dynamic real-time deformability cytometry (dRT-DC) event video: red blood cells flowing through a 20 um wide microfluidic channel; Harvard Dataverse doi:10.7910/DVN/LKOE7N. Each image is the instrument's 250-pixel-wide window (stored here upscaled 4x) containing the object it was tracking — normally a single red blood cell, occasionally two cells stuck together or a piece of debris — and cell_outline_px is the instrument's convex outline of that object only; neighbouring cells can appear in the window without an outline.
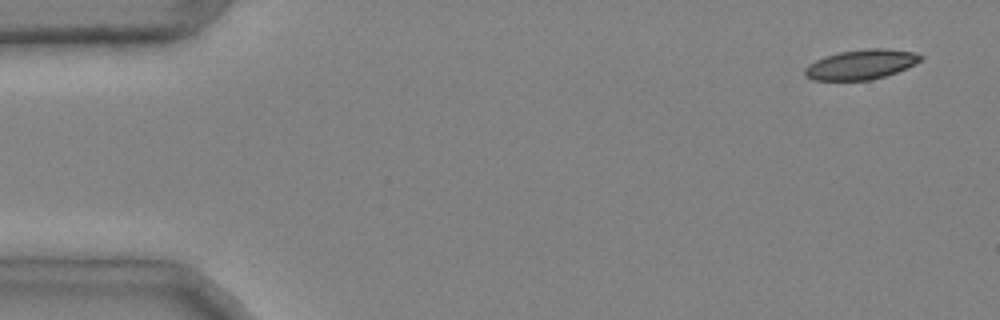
{"species": "common noctule bat (a hibernating species)", "species_latin": "Nyctalus noctula", "temperature_condition": "cold", "stored_images_in_passage": 42, "camera_frame_rate_fps": 3000, "um_per_image_px": 0.085, "animal": {"sex": "male", "body_mass_g": 20.4}, "frame": {"image": 1, "passage_image": 1, "time_ms": 0.0, "image_size_px": [1000, 320], "cell_outline_px": [[924, 56], [920, 60], [896, 72], [872, 80], [812, 80], [804, 76], [804, 68], [808, 64], [816, 60], [840, 52], [868, 48], [888, 48], [916, 52]], "centroid_in_image_um": [73.17, 5.48], "position_along_channel_um": 11.8, "area_um2": 20.0}}
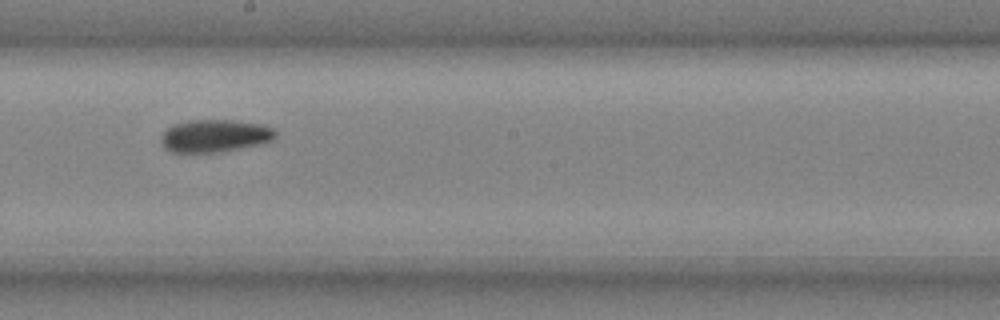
{"frame": {"image": 2, "passage_image": 26, "time_ms": 8.333, "image_size_px": [1000, 320], "cell_outline_px": [[276, 136], [272, 140], [260, 144], [224, 152], [172, 152], [164, 148], [160, 140], [160, 136], [168, 128], [176, 124], [188, 120], [232, 120], [264, 124], [272, 128], [276, 132]], "centroid_in_image_um": [18.27, 11.55], "position_along_channel_um": 229.9, "area_um2": 21.85}}
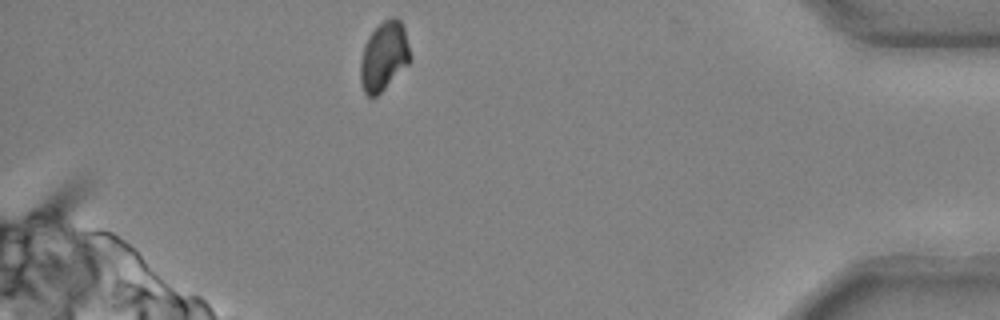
{"frame": {"image": 3, "passage_image": 42, "time_ms": 13.667, "image_size_px": [1000, 320], "cell_outline_px": [[412, 60], [376, 96], [368, 96], [364, 92], [360, 80], [360, 64], [364, 44], [368, 36], [384, 20], [392, 16], [396, 16], [400, 20], [404, 28], [412, 56]], "centroid_in_image_um": [32.64, 4.75], "position_along_channel_um": 402.6, "area_um2": 19.94}, "authors_computed_cell_mechanics": {"area_um2": 21.5883, "velocity_mm_per_s": 3.9976, "shape_relaxation_time_tau1_ms": 5.2947, "shape_relaxation_time_tau2_ms": 9.5572, "deformation_change_tau1": 0.1271, "deformation_change_tau2": 0.1184}}